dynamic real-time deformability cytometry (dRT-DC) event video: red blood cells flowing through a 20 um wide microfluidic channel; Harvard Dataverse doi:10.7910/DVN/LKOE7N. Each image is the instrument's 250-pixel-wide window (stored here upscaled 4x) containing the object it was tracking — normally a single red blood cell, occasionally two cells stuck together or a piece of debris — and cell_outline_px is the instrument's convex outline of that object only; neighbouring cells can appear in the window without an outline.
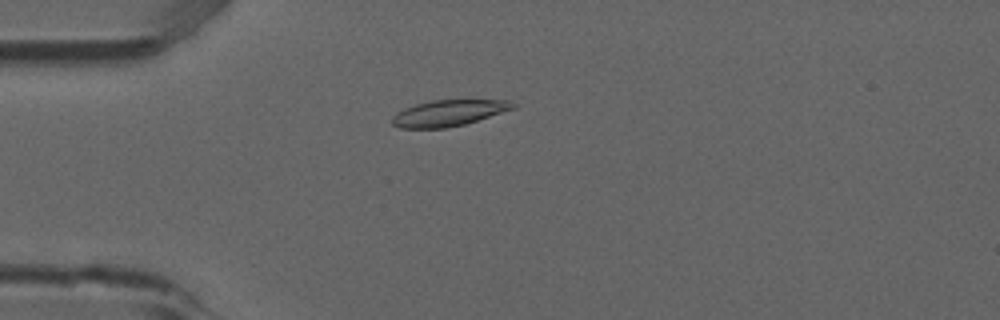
{"species": "common noctule bat (a hibernating species)", "species_latin": "Nyctalus noctula", "temperature_condition": "room temperature", "stored_images_in_passage": 7, "camera_frame_rate_fps": 3000, "um_per_image_px": 0.085, "animal": {"sex": "male", "forearm_length_mm": 52.5}, "frame": {"image": 1, "passage_image": 4, "time_ms": 1.0, "image_size_px": [1000, 320], "cell_outline_px": [[516, 108], [464, 124], [444, 128], [400, 128], [392, 124], [392, 116], [396, 112], [404, 108], [416, 104], [432, 100], [508, 100], [516, 104]], "centroid_in_image_um": [38.11, 9.6], "position_along_channel_um": 46.9, "area_um2": 18.32}}
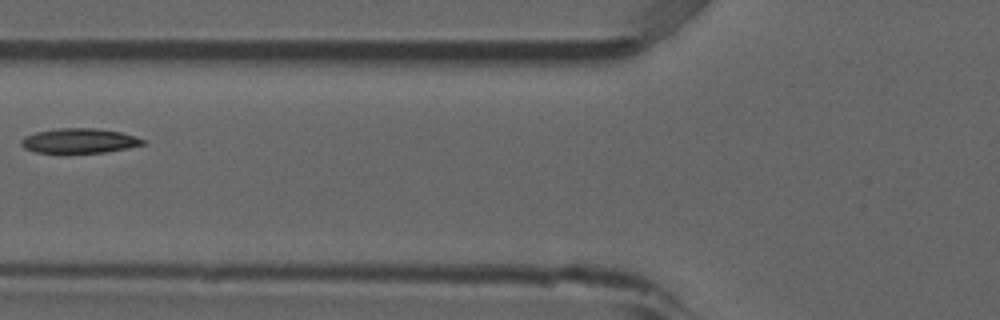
{"frame": {"image": 2, "passage_image": 6, "time_ms": 1.667, "image_size_px": [1000, 320], "cell_outline_px": [[148, 144], [128, 148], [104, 152], [64, 156], [60, 156], [36, 152], [24, 148], [20, 144], [20, 140], [24, 136], [36, 132], [56, 128], [96, 128], [120, 132], [136, 136], [144, 140]], "centroid_in_image_um": [6.69, 12.01], "position_along_channel_um": 119.1, "area_um2": 18.55}}
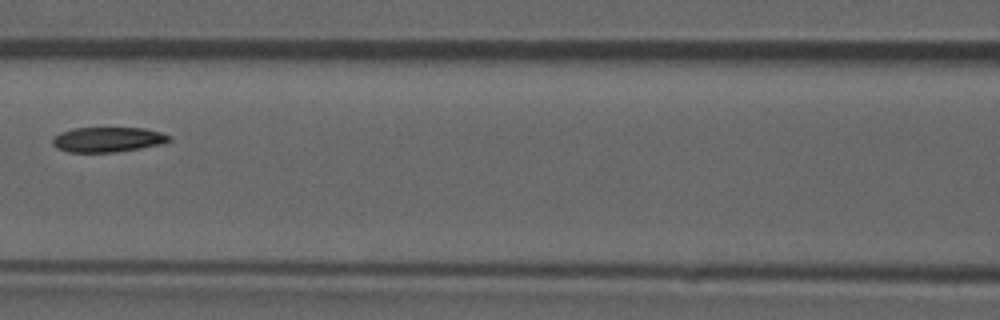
{"frame": {"image": 3, "passage_image": 7, "time_ms": 2.0, "image_size_px": [1000, 320], "cell_outline_px": [[172, 140], [164, 144], [116, 152], [68, 152], [56, 148], [52, 144], [52, 140], [60, 132], [72, 128], [144, 128], [160, 132], [172, 136]], "centroid_in_image_um": [9.19, 11.86], "position_along_channel_um": 157.4, "area_um2": 17.11}}